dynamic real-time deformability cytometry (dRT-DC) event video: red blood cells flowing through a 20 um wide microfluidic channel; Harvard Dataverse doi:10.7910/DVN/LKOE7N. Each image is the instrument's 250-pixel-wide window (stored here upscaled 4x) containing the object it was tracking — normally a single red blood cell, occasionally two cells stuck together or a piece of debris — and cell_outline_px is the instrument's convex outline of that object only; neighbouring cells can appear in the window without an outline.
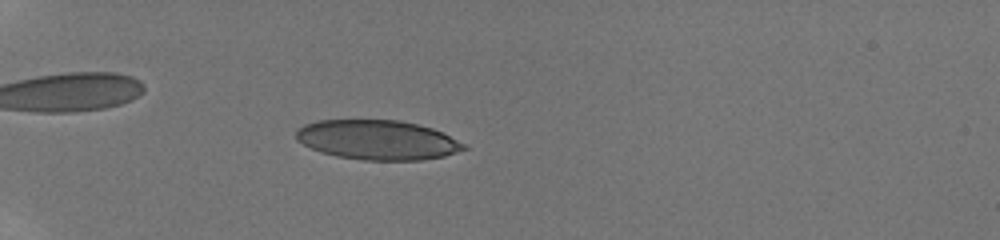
{"species": "human", "species_latin": "Homo sapiens", "temperature_condition": "room temperature", "stored_images_in_passage": 44, "camera_frame_rate_fps": 3000, "um_per_image_px": 0.085, "donor": {"sex": "male"}, "frame": {"image": 1, "passage_image": 12, "time_ms": 4.333, "image_size_px": [1000, 240], "cell_outline_px": [[468, 148], [444, 156], [420, 160], [364, 160], [336, 156], [320, 152], [296, 140], [296, 132], [304, 124], [316, 120], [400, 120], [432, 128], [468, 144]], "centroid_in_image_um": [32.1, 11.89], "position_along_channel_um": 52.9, "area_um2": 38.73}}
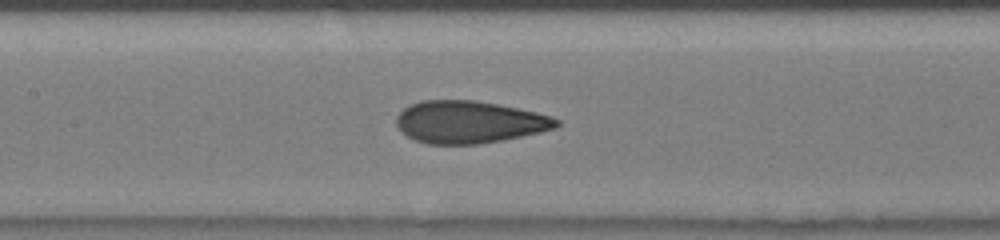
{"frame": {"image": 2, "passage_image": 22, "time_ms": 8.0, "image_size_px": [1000, 240], "cell_outline_px": [[560, 124], [556, 128], [540, 132], [500, 140], [476, 144], [428, 144], [416, 140], [400, 132], [396, 128], [396, 116], [404, 108], [412, 104], [424, 100], [472, 100], [496, 104], [536, 112], [552, 116], [560, 120]], "centroid_in_image_um": [39.86, 10.37], "position_along_channel_um": 167.5, "area_um2": 39.3}}
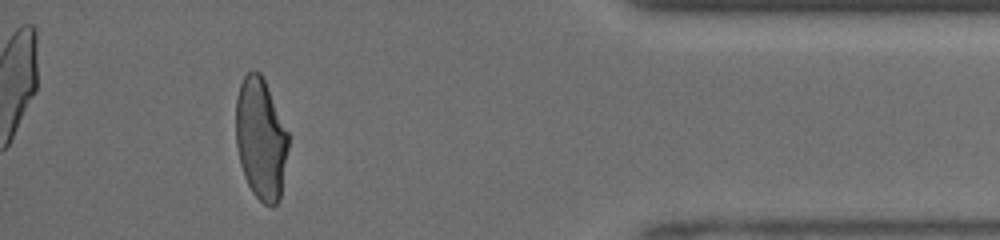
{"frame": {"image": 3, "passage_image": 40, "time_ms": 14.667, "image_size_px": [1000, 240], "cell_outline_px": [[288, 148], [280, 200], [272, 208], [264, 204], [252, 192], [244, 176], [240, 164], [236, 144], [236, 96], [240, 84], [244, 76], [252, 68], [260, 72], [264, 80], [288, 132]], "centroid_in_image_um": [22.16, 11.81], "position_along_channel_um": 413.0, "area_um2": 37.22}, "authors_computed_cell_mechanics": {"area_um2": 38.6104, "velocity_mm_per_s": 4.1608, "shape_relaxation_time_tau1_ms": 10.3945, "shape_relaxation_time_tau2_ms": 0.7248, "deformation_change_tau1": 0.2889, "deformation_change_tau2": 0.0595}}